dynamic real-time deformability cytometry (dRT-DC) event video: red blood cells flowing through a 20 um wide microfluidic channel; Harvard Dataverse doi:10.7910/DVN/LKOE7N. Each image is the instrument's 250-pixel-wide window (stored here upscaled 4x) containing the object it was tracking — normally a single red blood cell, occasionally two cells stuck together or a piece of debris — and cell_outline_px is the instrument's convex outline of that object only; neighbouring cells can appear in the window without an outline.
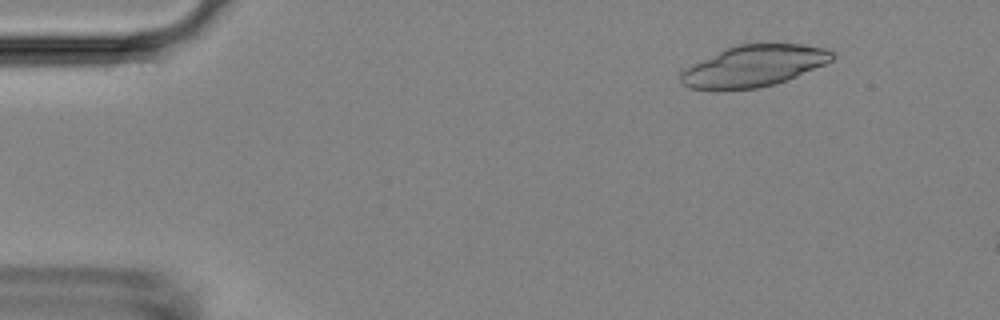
{"species": "Egyptian fruit bat (a non-hibernating species)", "species_latin": "Rousettus aegyptiacus", "temperature_condition": "room temperature", "stored_images_in_passage": 20, "camera_frame_rate_fps": 3000, "um_per_image_px": 0.085, "animal": {"sex": "female"}, "frame": {"image": 1, "passage_image": 6, "time_ms": 1.667, "image_size_px": [1000, 320], "cell_outline_px": [[836, 56], [832, 60], [824, 64], [796, 76], [776, 84], [756, 88], [688, 88], [680, 80], [680, 72], [684, 68], [728, 48], [740, 44], [804, 44], [824, 48], [832, 52]], "centroid_in_image_um": [64.11, 5.59], "position_along_channel_um": 20.9, "area_um2": 35.6}}